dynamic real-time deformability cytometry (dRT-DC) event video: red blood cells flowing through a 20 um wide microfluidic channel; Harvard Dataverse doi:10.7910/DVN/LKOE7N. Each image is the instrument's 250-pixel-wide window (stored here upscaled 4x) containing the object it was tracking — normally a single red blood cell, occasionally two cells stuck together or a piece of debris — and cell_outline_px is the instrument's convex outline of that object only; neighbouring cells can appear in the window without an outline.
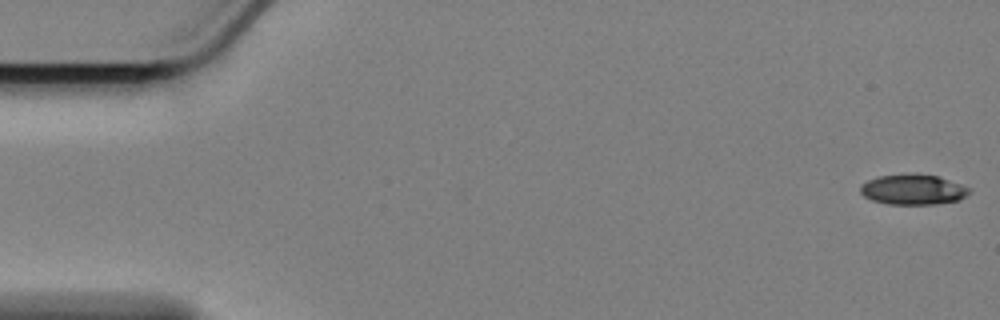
{"species": "Egyptian fruit bat (a non-hibernating species)", "species_latin": "Rousettus aegyptiacus", "temperature_condition": "cold", "stored_images_in_passage": 16, "camera_frame_rate_fps": 3000, "um_per_image_px": 0.085, "animal": {"sex": "female"}, "frame": {"image": 1, "passage_image": 1, "time_ms": 0.0, "image_size_px": [1000, 320], "cell_outline_px": [[968, 192], [960, 200], [936, 204], [888, 204], [872, 200], [864, 196], [860, 192], [860, 184], [868, 180], [880, 176], [916, 172], [936, 176], [960, 184], [968, 188]], "centroid_in_image_um": [77.56, 16.1], "position_along_channel_um": 7.4, "area_um2": 19.19}}
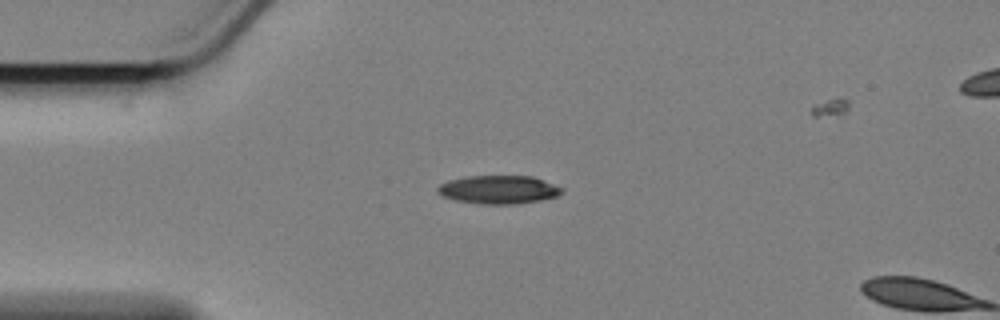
{"frame": {"image": 2, "passage_image": 14, "time_ms": 4.333, "image_size_px": [1000, 320], "cell_outline_px": [[564, 192], [556, 196], [540, 200], [516, 204], [480, 204], [456, 200], [444, 196], [436, 192], [436, 188], [440, 184], [448, 180], [468, 176], [532, 176], [564, 188]], "centroid_in_image_um": [42.38, 16.12], "position_along_channel_um": 42.6, "area_um2": 20.52}}